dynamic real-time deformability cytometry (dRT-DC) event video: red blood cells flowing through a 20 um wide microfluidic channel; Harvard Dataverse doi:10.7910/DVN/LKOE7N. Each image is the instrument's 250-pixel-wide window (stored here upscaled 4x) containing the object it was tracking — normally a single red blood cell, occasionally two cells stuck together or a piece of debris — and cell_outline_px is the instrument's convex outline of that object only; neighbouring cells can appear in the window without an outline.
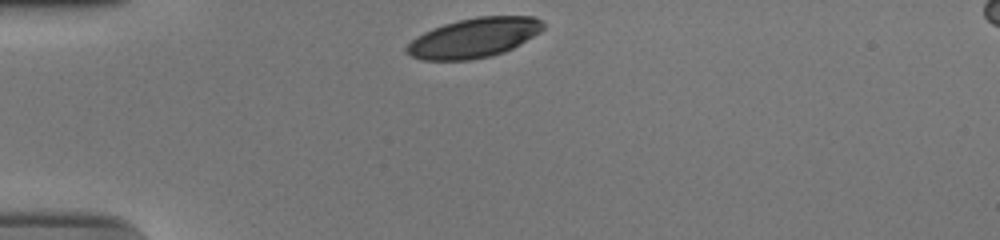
{"species": "human", "species_latin": "Homo sapiens", "temperature_condition": "cold", "stored_images_in_passage": 32, "camera_frame_rate_fps": 3000, "um_per_image_px": 0.085, "donor": {"sex": "male"}, "frame": {"image": 1, "passage_image": 1, "time_ms": 0.0, "image_size_px": [1000, 240], "cell_outline_px": [[544, 28], [540, 32], [520, 44], [504, 52], [492, 56], [472, 60], [420, 60], [404, 52], [404, 48], [416, 36], [432, 28], [444, 24], [476, 16], [532, 16], [540, 20], [544, 24]], "centroid_in_image_um": [40.26, 3.22], "position_along_channel_um": 44.7, "area_um2": 31.62}}
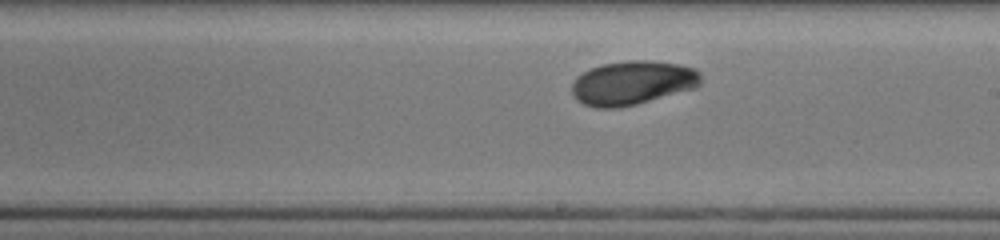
{"frame": {"image": 2, "passage_image": 19, "time_ms": 6.0, "image_size_px": [1000, 240], "cell_outline_px": [[700, 84], [696, 88], [636, 104], [616, 108], [596, 108], [584, 104], [576, 100], [572, 96], [572, 84], [576, 76], [600, 64], [628, 60], [648, 60], [680, 64], [696, 68], [700, 72]], "centroid_in_image_um": [53.76, 7.04], "position_along_channel_um": 235.2, "area_um2": 33.29}}
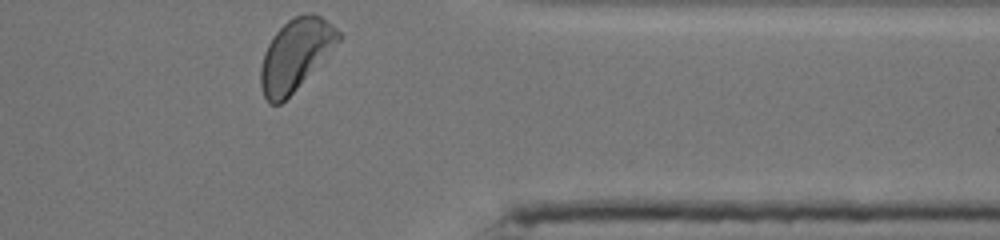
{"frame": {"image": 3, "passage_image": 32, "time_ms": 10.333, "image_size_px": [1000, 240], "cell_outline_px": [[340, 40], [296, 88], [280, 104], [268, 104], [260, 88], [260, 68], [264, 52], [272, 36], [288, 20], [296, 16], [312, 12], [320, 16], [332, 24], [340, 32]], "centroid_in_image_um": [25.07, 4.64], "position_along_channel_um": 386.3, "area_um2": 31.67}, "authors_computed_cell_mechanics": {"area_um2": 32.368, "velocity_mm_per_s": 3.6946, "shape_relaxation_time_tau1_ms": 4.924, "shape_relaxation_time_tau2_ms": null, "deformation_change_tau1": 0.1587, "deformation_change_tau2": null}}